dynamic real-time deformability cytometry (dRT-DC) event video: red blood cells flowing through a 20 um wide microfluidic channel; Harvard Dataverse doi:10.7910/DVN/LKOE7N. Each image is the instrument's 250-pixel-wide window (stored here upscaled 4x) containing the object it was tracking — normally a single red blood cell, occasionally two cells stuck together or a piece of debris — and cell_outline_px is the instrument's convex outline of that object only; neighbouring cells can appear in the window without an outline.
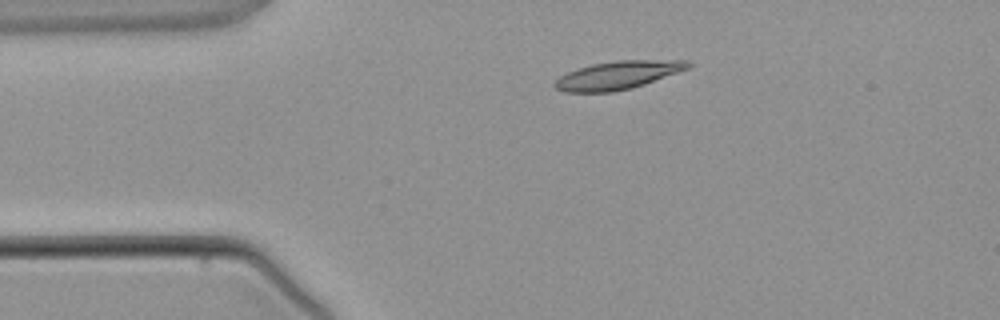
{"species": "common noctule bat (a hibernating species)", "species_latin": "Nyctalus noctula", "temperature_condition": "warm", "stored_images_in_passage": 3, "camera_frame_rate_fps": 3000, "um_per_image_px": 0.085, "animal": {"sex": "male", "body_mass_g": 21.5, "forearm_length_mm": 52.0}, "frame": {"image": 1, "passage_image": 2, "time_ms": 1.333, "image_size_px": [1000, 320], "cell_outline_px": [[692, 64], [688, 68], [644, 84], [632, 88], [612, 92], [564, 92], [556, 88], [552, 84], [560, 76], [568, 72], [592, 64], [616, 60], [688, 60]], "centroid_in_image_um": [52.49, 6.39], "position_along_channel_um": 32.5, "area_um2": 21.68}}